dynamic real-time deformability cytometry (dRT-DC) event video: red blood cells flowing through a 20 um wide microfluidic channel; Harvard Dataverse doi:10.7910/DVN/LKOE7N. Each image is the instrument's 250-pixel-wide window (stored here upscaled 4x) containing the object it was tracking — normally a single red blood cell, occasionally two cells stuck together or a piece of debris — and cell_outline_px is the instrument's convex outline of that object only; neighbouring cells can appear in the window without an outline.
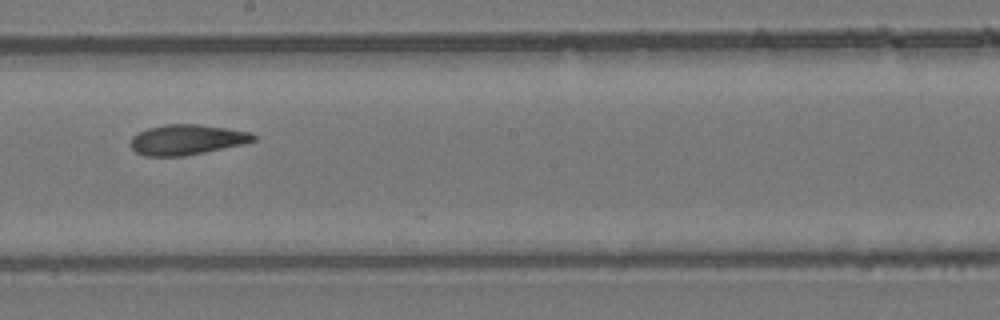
{"species": "common noctule bat (a hibernating species)", "species_latin": "Nyctalus noctula", "temperature_condition": "room temperature", "stored_images_in_passage": 15, "camera_frame_rate_fps": 3000, "um_per_image_px": 0.085, "animal": {"sex": "female", "body_mass_g": 24.6, "forearm_length_mm": 56.2}, "frame": {"image": 1, "passage_image": 9, "time_ms": 2.667, "image_size_px": [1000, 320], "cell_outline_px": [[256, 140], [244, 144], [184, 156], [144, 156], [136, 152], [132, 148], [132, 136], [148, 128], [164, 124], [196, 124], [228, 128], [252, 132], [256, 136]], "centroid_in_image_um": [15.91, 11.87], "position_along_channel_um": 232.3, "area_um2": 21.62}}
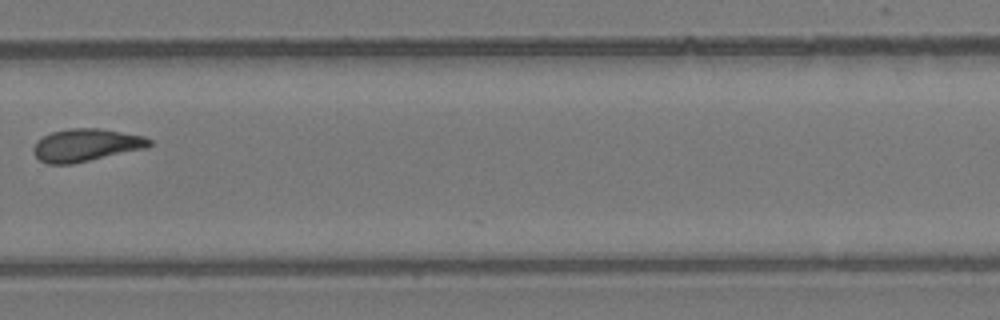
{"frame": {"image": 2, "passage_image": 11, "time_ms": 3.333, "image_size_px": [1000, 320], "cell_outline_px": [[152, 144], [148, 148], [72, 164], [48, 164], [40, 160], [32, 152], [32, 148], [36, 140], [52, 132], [68, 128], [100, 128], [144, 136], [152, 140]], "centroid_in_image_um": [7.31, 12.33], "position_along_channel_um": 322.5, "area_um2": 22.25}}
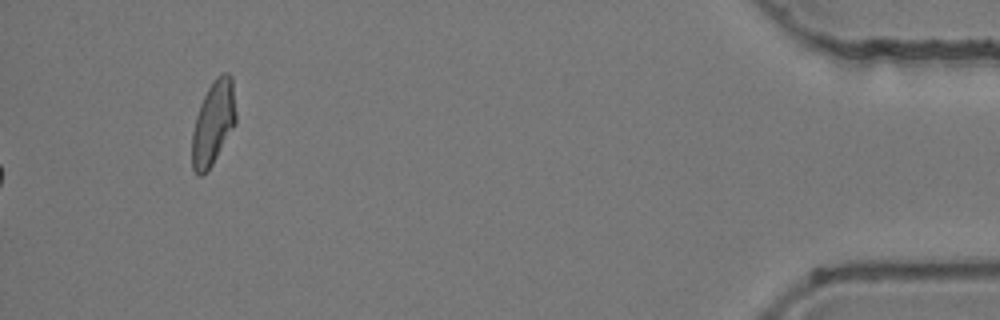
{"frame": {"image": 3, "passage_image": 15, "time_ms": 4.667, "image_size_px": [1000, 320], "cell_outline_px": [[236, 124], [212, 164], [200, 176], [196, 176], [192, 168], [192, 132], [196, 116], [200, 104], [208, 88], [216, 76], [224, 72], [228, 72], [232, 76], [236, 112]], "centroid_in_image_um": [18.13, 10.43], "position_along_channel_um": 417.1, "area_um2": 21.5}}